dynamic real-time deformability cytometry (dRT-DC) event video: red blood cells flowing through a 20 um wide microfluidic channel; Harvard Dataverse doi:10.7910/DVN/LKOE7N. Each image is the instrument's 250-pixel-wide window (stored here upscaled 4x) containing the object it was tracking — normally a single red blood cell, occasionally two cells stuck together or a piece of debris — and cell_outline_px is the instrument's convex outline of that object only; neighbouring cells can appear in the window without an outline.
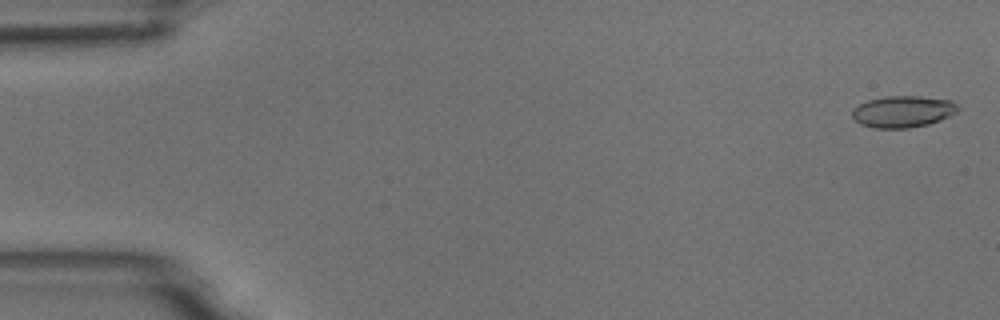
{"species": "common noctule bat (a hibernating species)", "species_latin": "Nyctalus noctula", "temperature_condition": "room temperature", "stored_images_in_passage": 55, "camera_frame_rate_fps": 3000, "um_per_image_px": 0.085, "animal": {"sex": "male", "body_mass_g": 18.8}, "frame": {"image": 1, "passage_image": 2, "time_ms": 0.333, "image_size_px": [1000, 320], "cell_outline_px": [[960, 108], [956, 112], [940, 120], [928, 124], [908, 128], [872, 128], [860, 124], [852, 116], [852, 108], [868, 100], [884, 96], [920, 96], [952, 100]], "centroid_in_image_um": [76.73, 9.48], "position_along_channel_um": 8.3, "area_um2": 19.54}}
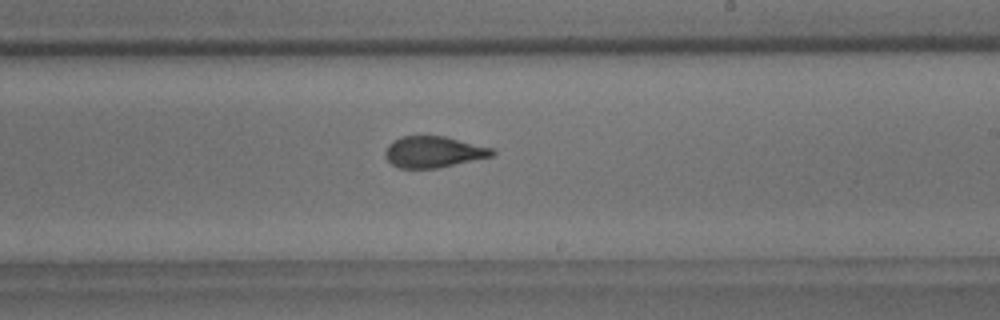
{"frame": {"image": 2, "passage_image": 33, "time_ms": 10.667, "image_size_px": [1000, 320], "cell_outline_px": [[496, 152], [492, 156], [436, 168], [400, 168], [392, 164], [384, 156], [384, 152], [388, 144], [392, 140], [400, 136], [444, 136], [496, 148]], "centroid_in_image_um": [36.85, 12.9], "position_along_channel_um": 252.2, "area_um2": 19.59}}
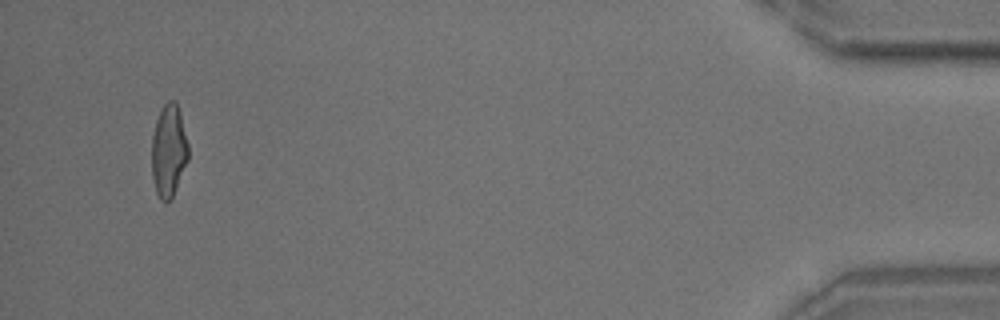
{"frame": {"image": 3, "passage_image": 53, "time_ms": 17.333, "image_size_px": [1000, 320], "cell_outline_px": [[188, 160], [172, 196], [164, 204], [160, 200], [156, 192], [152, 176], [152, 136], [156, 120], [164, 104], [168, 100], [176, 100], [180, 112], [188, 144]], "centroid_in_image_um": [14.33, 12.8], "position_along_channel_um": 420.9, "area_um2": 19.59}, "authors_computed_cell_mechanics": {"area_um2": 19.8832, "velocity_mm_per_s": 3.6861, "shape_relaxation_time_tau1_ms": 8.3064, "shape_relaxation_time_tau2_ms": 1.3486, "deformation_change_tau1": 0.2205, "deformation_change_tau2": 0.0798}}